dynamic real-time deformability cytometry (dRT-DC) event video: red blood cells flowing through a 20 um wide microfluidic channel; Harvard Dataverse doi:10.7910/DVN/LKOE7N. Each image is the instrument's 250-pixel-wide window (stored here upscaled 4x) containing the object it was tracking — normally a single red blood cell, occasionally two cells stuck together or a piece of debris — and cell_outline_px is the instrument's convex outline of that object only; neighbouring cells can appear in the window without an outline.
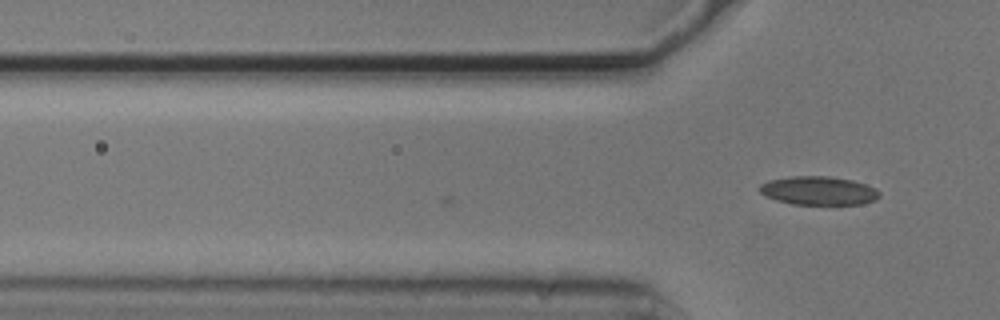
{"species": "common noctule bat (a hibernating species)", "species_latin": "Nyctalus noctula", "temperature_condition": "cold", "stored_images_in_passage": 4, "camera_frame_rate_fps": 3000, "um_per_image_px": 0.085, "animal": {"sex": "male", "body_mass_g": 20.5, "forearm_length_mm": 52.5}, "frame": {"image": 1, "passage_image": 4, "time_ms": 1.0, "image_size_px": [1000, 320], "cell_outline_px": [[880, 196], [876, 200], [860, 204], [792, 204], [776, 200], [760, 192], [760, 184], [768, 180], [792, 176], [828, 176], [852, 180], [876, 188], [880, 192]], "centroid_in_image_um": [69.6, 16.2], "position_along_channel_um": 56.2, "area_um2": 19.88}}